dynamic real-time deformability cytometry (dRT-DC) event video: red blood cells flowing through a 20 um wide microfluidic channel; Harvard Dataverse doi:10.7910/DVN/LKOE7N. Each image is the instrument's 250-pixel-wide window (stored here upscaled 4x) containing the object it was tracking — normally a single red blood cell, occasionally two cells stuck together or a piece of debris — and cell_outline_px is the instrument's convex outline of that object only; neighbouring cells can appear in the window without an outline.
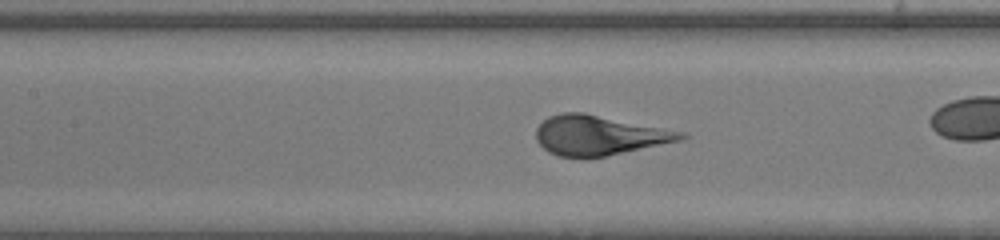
{"species": "human", "species_latin": "Homo sapiens", "temperature_condition": "warm", "stored_images_in_passage": 37, "camera_frame_rate_fps": 3000, "um_per_image_px": 0.085, "donor": {"sex": "female"}, "frame": {"image": 1, "passage_image": 22, "time_ms": 7.0, "image_size_px": [1000, 240], "cell_outline_px": [[688, 136], [680, 140], [604, 156], [556, 156], [548, 152], [536, 140], [536, 128], [548, 116], [560, 112], [584, 112], [684, 132]], "centroid_in_image_um": [50.87, 11.47], "position_along_channel_um": 156.5, "area_um2": 33.0}}